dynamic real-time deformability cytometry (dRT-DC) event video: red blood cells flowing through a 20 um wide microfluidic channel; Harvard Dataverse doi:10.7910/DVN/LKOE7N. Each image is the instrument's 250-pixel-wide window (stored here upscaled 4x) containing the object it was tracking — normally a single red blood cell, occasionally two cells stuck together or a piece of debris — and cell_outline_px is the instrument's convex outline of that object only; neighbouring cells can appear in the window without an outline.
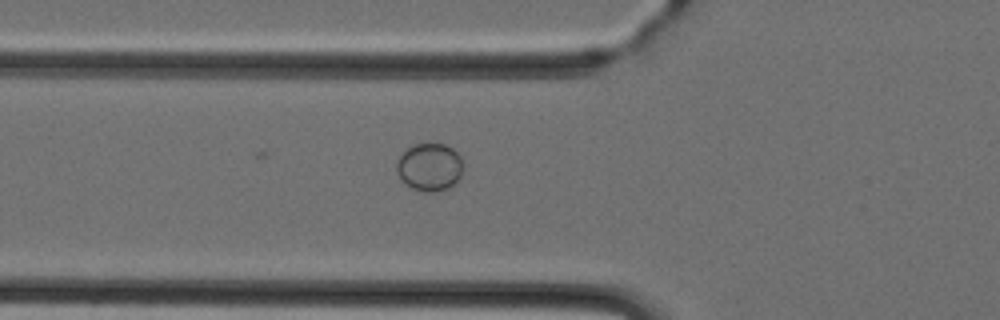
{"species": "Egyptian fruit bat (a non-hibernating species)", "species_latin": "Rousettus aegyptiacus", "temperature_condition": "cold", "stored_images_in_passage": 21, "camera_frame_rate_fps": 3000, "um_per_image_px": 0.085, "animal": {"sex": "female"}, "frame": {"image": 1, "passage_image": 2, "time_ms": 0.333, "image_size_px": [1000, 320], "cell_outline_px": [[464, 164], [460, 176], [456, 184], [448, 188], [436, 192], [424, 192], [412, 188], [396, 172], [396, 164], [400, 156], [408, 148], [416, 144], [444, 144], [452, 148], [460, 156]], "centroid_in_image_um": [36.55, 14.21], "position_along_channel_um": 89.2, "area_um2": 18.44}}
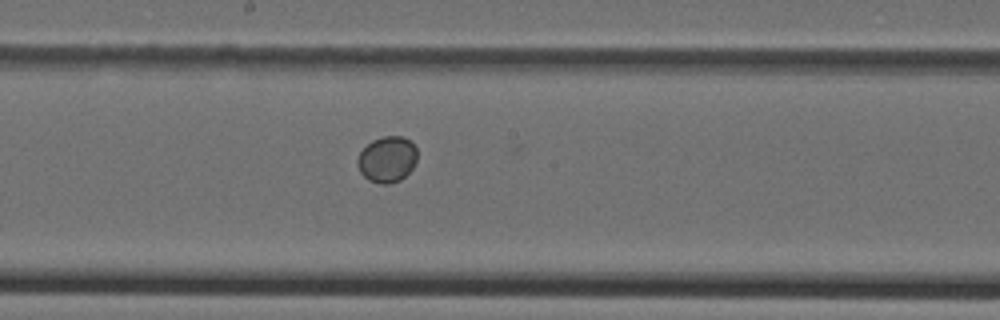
{"frame": {"image": 2, "passage_image": 11, "time_ms": 3.333, "image_size_px": [1000, 320], "cell_outline_px": [[416, 160], [412, 168], [400, 180], [388, 184], [380, 184], [368, 180], [360, 172], [356, 164], [356, 160], [360, 152], [372, 140], [384, 136], [404, 136], [412, 140], [416, 148]], "centroid_in_image_um": [32.9, 13.53], "position_along_channel_um": 215.3, "area_um2": 16.13}}
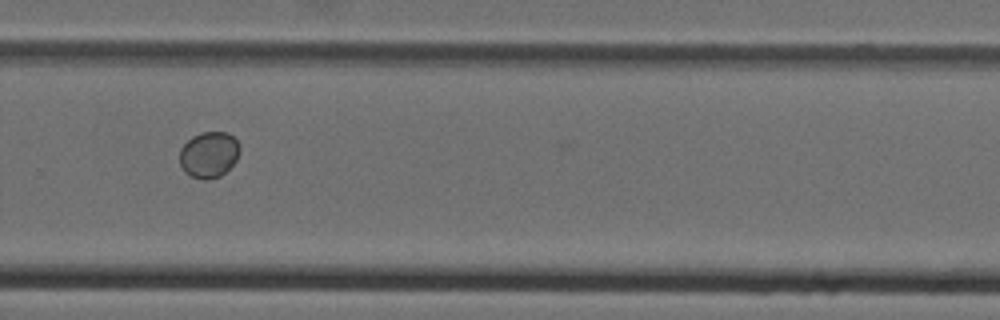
{"frame": {"image": 3, "passage_image": 18, "time_ms": 5.667, "image_size_px": [1000, 320], "cell_outline_px": [[240, 152], [236, 160], [220, 176], [208, 180], [204, 180], [192, 176], [184, 172], [180, 164], [180, 148], [192, 136], [200, 132], [228, 132], [240, 144]], "centroid_in_image_um": [17.76, 13.13], "position_along_channel_um": 312.0, "area_um2": 16.18}}